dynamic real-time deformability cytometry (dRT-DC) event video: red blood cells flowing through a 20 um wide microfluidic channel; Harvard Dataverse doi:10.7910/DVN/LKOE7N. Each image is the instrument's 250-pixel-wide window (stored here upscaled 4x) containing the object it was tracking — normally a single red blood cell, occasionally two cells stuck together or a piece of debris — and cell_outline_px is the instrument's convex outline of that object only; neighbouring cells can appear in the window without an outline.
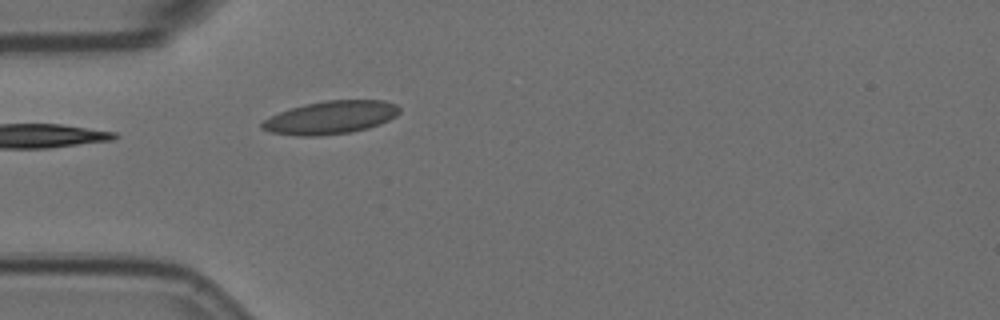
{"species": "Egyptian fruit bat (a non-hibernating species)", "species_latin": "Rousettus aegyptiacus", "temperature_condition": "room temperature", "stored_images_in_passage": 2, "camera_frame_rate_fps": 3000, "um_per_image_px": 0.085, "animal": {"sex": "female"}, "frame": {"image": 1, "passage_image": 2, "time_ms": 0.333, "image_size_px": [1000, 320], "cell_outline_px": [[400, 112], [396, 116], [380, 124], [368, 128], [352, 132], [320, 136], [296, 136], [268, 132], [260, 128], [260, 124], [264, 120], [280, 112], [304, 104], [328, 100], [384, 100], [396, 104], [400, 108]], "centroid_in_image_um": [28.11, 10.0], "position_along_channel_um": 56.9, "area_um2": 26.59}}